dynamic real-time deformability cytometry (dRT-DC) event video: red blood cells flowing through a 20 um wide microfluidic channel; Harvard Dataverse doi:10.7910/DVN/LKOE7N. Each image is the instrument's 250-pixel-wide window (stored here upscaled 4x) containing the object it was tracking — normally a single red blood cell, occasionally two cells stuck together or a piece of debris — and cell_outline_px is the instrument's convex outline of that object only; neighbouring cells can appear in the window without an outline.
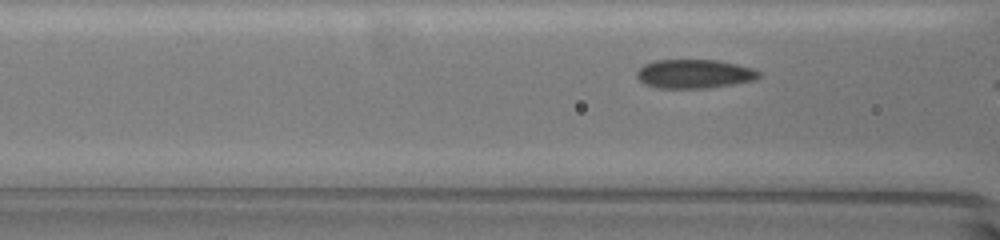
{"species": "common noctule bat (a hibernating species)", "species_latin": "Nyctalus noctula", "temperature_condition": "warm", "stored_images_in_passage": 18, "camera_frame_rate_fps": 3000, "um_per_image_px": 0.085, "animal": {"sex": "female", "body_mass_g": 19.5, "forearm_length_mm": 54.1}, "frame": {"image": 1, "passage_image": 16, "time_ms": 5.0, "image_size_px": [1000, 240], "cell_outline_px": [[760, 76], [752, 80], [732, 84], [708, 88], [660, 88], [644, 84], [636, 76], [636, 72], [644, 64], [656, 60], [716, 60], [736, 64], [752, 68], [760, 72]], "centroid_in_image_um": [58.98, 6.28], "position_along_channel_um": 107.6, "area_um2": 20.4}}